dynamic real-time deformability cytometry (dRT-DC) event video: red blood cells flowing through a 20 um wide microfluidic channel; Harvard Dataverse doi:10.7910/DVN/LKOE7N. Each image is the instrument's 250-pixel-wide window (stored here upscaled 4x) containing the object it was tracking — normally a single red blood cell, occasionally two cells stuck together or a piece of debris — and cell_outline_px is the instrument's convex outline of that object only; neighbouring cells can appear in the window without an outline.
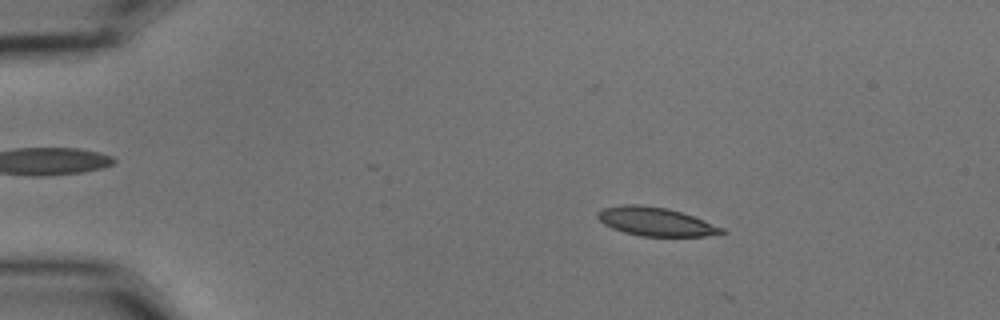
{"species": "common noctule bat (a hibernating species)", "species_latin": "Nyctalus noctula", "temperature_condition": "cold", "stored_images_in_passage": 14, "camera_frame_rate_fps": 3000, "um_per_image_px": 0.085, "animal": {"sex": "male", "body_mass_g": 15.6}, "frame": {"image": 1, "passage_image": 10, "time_ms": 3.0, "image_size_px": [1000, 320], "cell_outline_px": [[728, 232], [704, 236], [640, 236], [624, 232], [612, 228], [604, 224], [596, 216], [596, 212], [600, 208], [620, 204], [640, 204], [668, 208], [704, 220], [724, 228]], "centroid_in_image_um": [55.68, 18.82], "position_along_channel_um": 29.3, "area_um2": 20.81}}